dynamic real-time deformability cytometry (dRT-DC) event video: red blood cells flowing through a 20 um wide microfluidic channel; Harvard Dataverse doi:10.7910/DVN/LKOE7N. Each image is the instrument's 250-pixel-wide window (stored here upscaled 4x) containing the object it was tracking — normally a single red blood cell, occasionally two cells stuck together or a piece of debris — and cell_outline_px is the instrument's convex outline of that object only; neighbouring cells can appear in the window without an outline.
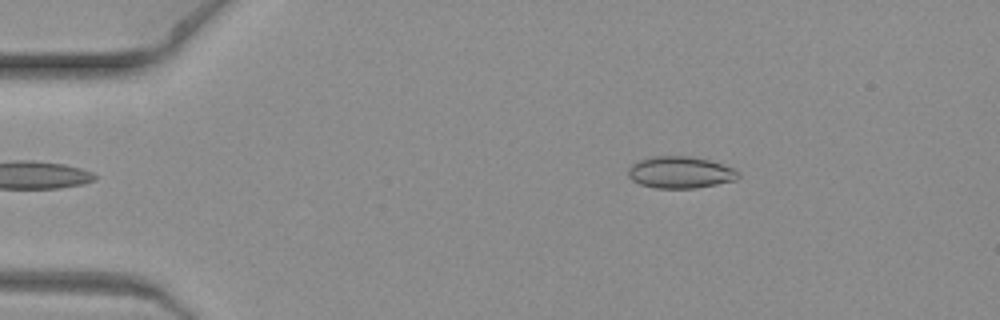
{"species": "common noctule bat (a hibernating species)", "species_latin": "Nyctalus noctula", "temperature_condition": "warm", "stored_images_in_passage": 6, "camera_frame_rate_fps": 3000, "um_per_image_px": 0.085, "animal": {"sex": "female", "body_mass_g": 19.3, "forearm_length_mm": 54.1}, "frame": {"image": 1, "passage_image": 6, "time_ms": 1.667, "image_size_px": [1000, 320], "cell_outline_px": [[740, 176], [736, 180], [696, 188], [656, 188], [640, 184], [632, 180], [628, 176], [628, 168], [632, 164], [640, 160], [652, 156], [688, 156], [708, 160], [732, 168], [740, 172]], "centroid_in_image_um": [57.81, 14.65], "position_along_channel_um": 27.2, "area_um2": 20.29}}